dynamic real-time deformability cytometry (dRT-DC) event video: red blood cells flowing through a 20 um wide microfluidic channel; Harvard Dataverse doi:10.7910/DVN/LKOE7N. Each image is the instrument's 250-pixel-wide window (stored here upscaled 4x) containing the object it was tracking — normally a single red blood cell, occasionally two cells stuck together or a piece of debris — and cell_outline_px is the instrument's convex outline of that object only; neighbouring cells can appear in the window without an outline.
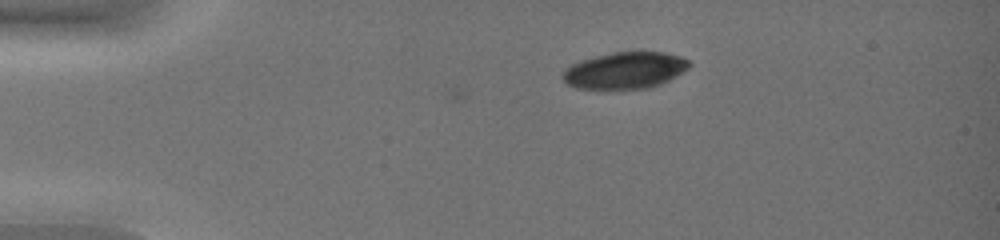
{"species": "common noctule bat (a hibernating species)", "species_latin": "Nyctalus noctula", "temperature_condition": "warm", "stored_images_in_passage": 3, "camera_frame_rate_fps": 3000, "um_per_image_px": 0.085, "animal": {"sex": "female", "body_mass_g": 19.0, "forearm_length_mm": 51.5}, "frame": {"image": 1, "passage_image": 1, "time_ms": 0.0, "image_size_px": [1000, 240], "cell_outline_px": [[692, 64], [688, 68], [676, 76], [652, 88], [576, 88], [568, 84], [560, 76], [564, 68], [580, 60], [612, 52], [668, 52], [680, 56], [688, 60]], "centroid_in_image_um": [53.12, 5.97], "position_along_channel_um": 31.9, "area_um2": 26.99}}